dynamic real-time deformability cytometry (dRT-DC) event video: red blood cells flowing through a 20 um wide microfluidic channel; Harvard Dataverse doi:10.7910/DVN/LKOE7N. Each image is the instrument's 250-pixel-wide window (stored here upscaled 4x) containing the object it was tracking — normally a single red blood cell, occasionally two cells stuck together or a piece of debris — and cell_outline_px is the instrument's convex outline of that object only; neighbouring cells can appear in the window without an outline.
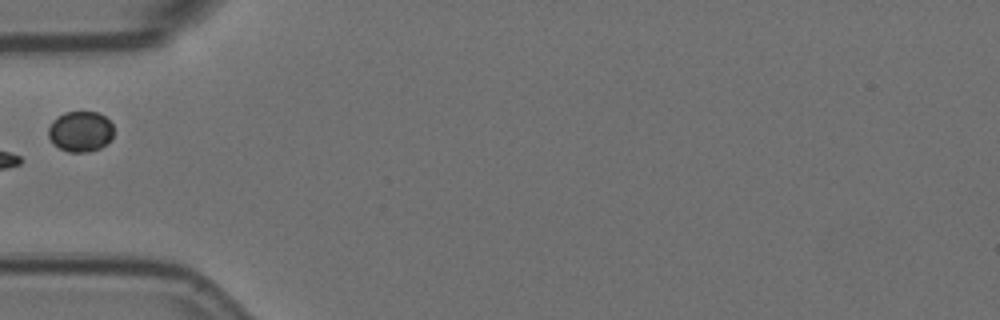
{"species": "Egyptian fruit bat (a non-hibernating species)", "species_latin": "Rousettus aegyptiacus", "temperature_condition": "room temperature", "stored_images_in_passage": 7, "camera_frame_rate_fps": 3000, "um_per_image_px": 0.085, "animal": {"sex": "female"}, "frame": {"image": 1, "passage_image": 3, "time_ms": 0.667, "image_size_px": [1000, 320], "cell_outline_px": [[112, 136], [100, 148], [88, 152], [68, 152], [60, 148], [48, 136], [48, 128], [52, 120], [56, 116], [64, 112], [96, 112], [104, 116], [112, 124]], "centroid_in_image_um": [6.81, 11.16], "position_along_channel_um": 78.2, "area_um2": 15.26}}
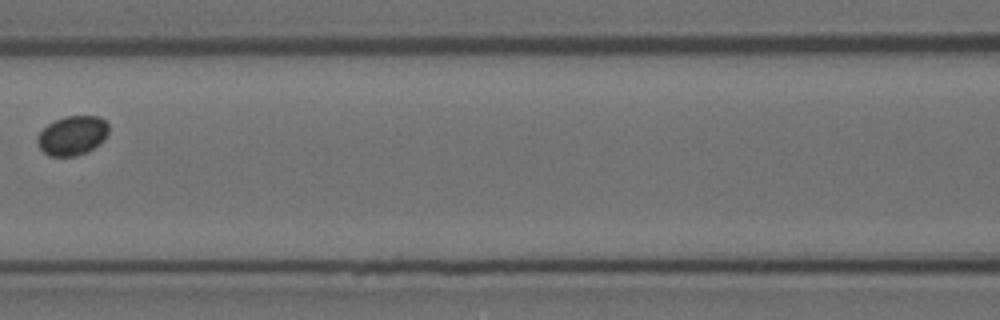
{"frame": {"image": 2, "passage_image": 5, "time_ms": 1.333, "image_size_px": [1000, 320], "cell_outline_px": [[108, 132], [104, 140], [100, 144], [76, 156], [48, 156], [40, 148], [36, 140], [40, 132], [48, 124], [64, 116], [100, 116], [108, 124]], "centroid_in_image_um": [6.15, 11.51], "position_along_channel_um": 160.4, "area_um2": 16.24}}
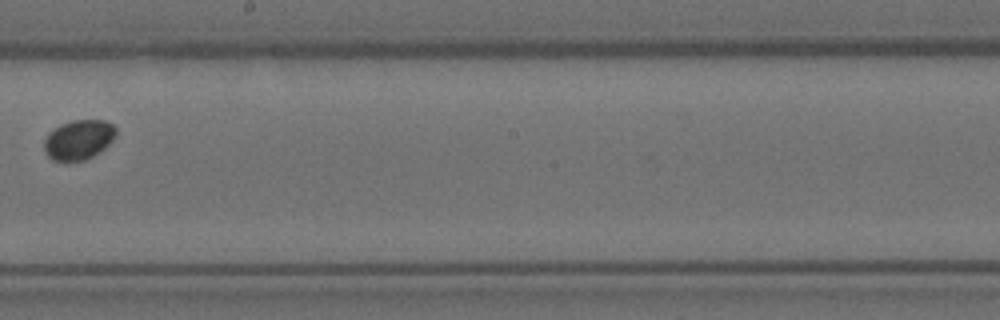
{"frame": {"image": 3, "passage_image": 7, "time_ms": 2.0, "image_size_px": [1000, 320], "cell_outline_px": [[116, 136], [104, 148], [92, 156], [84, 160], [52, 160], [44, 152], [44, 140], [48, 132], [52, 128], [60, 124], [72, 120], [104, 120], [112, 124], [116, 128]], "centroid_in_image_um": [6.66, 11.85], "position_along_channel_um": 241.5, "area_um2": 16.65}}